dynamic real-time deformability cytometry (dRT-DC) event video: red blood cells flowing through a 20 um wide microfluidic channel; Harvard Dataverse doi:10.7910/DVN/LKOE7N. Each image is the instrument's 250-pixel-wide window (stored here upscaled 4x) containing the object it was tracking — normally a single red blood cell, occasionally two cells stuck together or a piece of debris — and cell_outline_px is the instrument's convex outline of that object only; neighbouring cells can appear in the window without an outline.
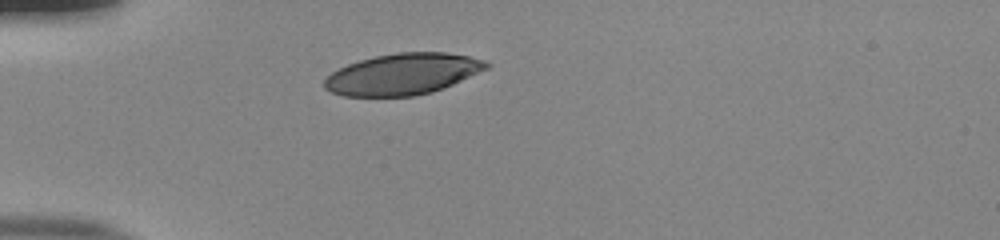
{"species": "human", "species_latin": "Homo sapiens", "temperature_condition": "room temperature", "stored_images_in_passage": 32, "camera_frame_rate_fps": 3000, "um_per_image_px": 0.085, "donor": {"sex": "male"}, "frame": {"image": 1, "passage_image": 1, "time_ms": 0.0, "image_size_px": [1000, 240], "cell_outline_px": [[492, 64], [488, 68], [444, 88], [432, 92], [412, 96], [344, 96], [332, 92], [324, 88], [324, 80], [332, 72], [348, 64], [360, 60], [376, 56], [396, 52], [448, 52], [468, 56], [484, 60]], "centroid_in_image_um": [34.25, 6.29], "position_along_channel_um": 50.7, "area_um2": 38.84}}
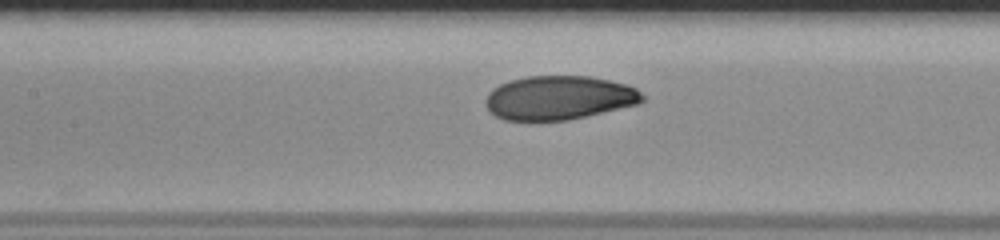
{"frame": {"image": 2, "passage_image": 11, "time_ms": 3.333, "image_size_px": [1000, 240], "cell_outline_px": [[644, 100], [640, 104], [568, 120], [504, 120], [496, 116], [484, 104], [484, 100], [488, 92], [492, 88], [500, 84], [512, 80], [528, 76], [588, 76], [628, 84], [636, 88], [644, 96]], "centroid_in_image_um": [47.52, 8.31], "position_along_channel_um": 159.9, "area_um2": 40.23}}
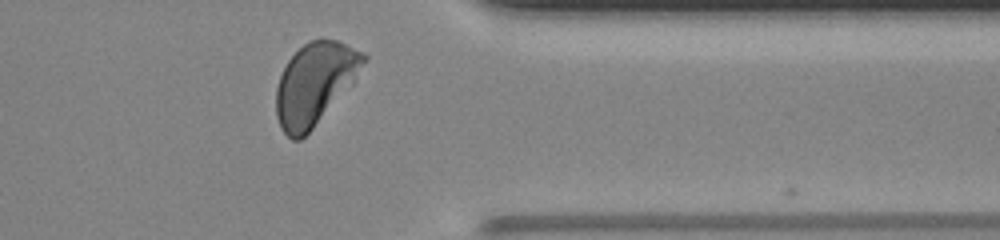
{"frame": {"image": 3, "passage_image": 29, "time_ms": 9.333, "image_size_px": [1000, 240], "cell_outline_px": [[368, 56], [352, 84], [312, 128], [300, 140], [292, 140], [280, 128], [276, 116], [276, 88], [280, 76], [288, 60], [308, 40], [336, 40], [364, 52]], "centroid_in_image_um": [26.74, 7.11], "position_along_channel_um": 384.7, "area_um2": 41.1}, "authors_computed_cell_mechanics": {"area_um2": 40.8646, "velocity_mm_per_s": 3.8675, "shape_relaxation_time_tau1_ms": 3.1424, "shape_relaxation_time_tau2_ms": 1.2951, "deformation_change_tau1": 0.1478, "deformation_change_tau2": 0.0553}}